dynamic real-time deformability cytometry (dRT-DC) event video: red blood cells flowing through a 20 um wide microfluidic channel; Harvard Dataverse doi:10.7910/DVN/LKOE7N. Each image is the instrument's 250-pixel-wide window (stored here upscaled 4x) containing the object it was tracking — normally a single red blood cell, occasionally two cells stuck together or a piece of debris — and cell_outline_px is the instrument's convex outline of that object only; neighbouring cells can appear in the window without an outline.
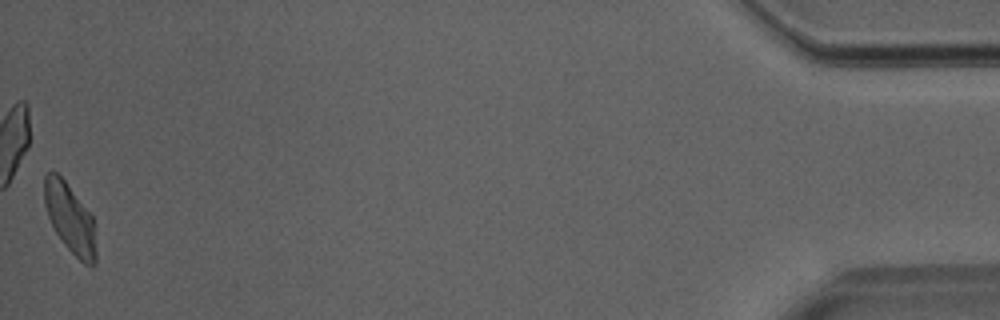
{"species": "Egyptian fruit bat (a non-hibernating species)", "species_latin": "Rousettus aegyptiacus", "temperature_condition": "room temperature", "stored_images_in_passage": 35, "camera_frame_rate_fps": 3000, "um_per_image_px": 0.085, "animal": {"sex": "male"}, "frame": {"image": 1, "passage_image": 35, "time_ms": 11.333, "image_size_px": [1000, 320], "cell_outline_px": [[96, 264], [92, 268], [84, 264], [64, 244], [56, 232], [48, 216], [44, 204], [44, 176], [48, 172], [56, 172], [64, 180], [92, 216], [96, 252]], "centroid_in_image_um": [5.95, 18.59], "position_along_channel_um": 429.3, "area_um2": 20.58}}